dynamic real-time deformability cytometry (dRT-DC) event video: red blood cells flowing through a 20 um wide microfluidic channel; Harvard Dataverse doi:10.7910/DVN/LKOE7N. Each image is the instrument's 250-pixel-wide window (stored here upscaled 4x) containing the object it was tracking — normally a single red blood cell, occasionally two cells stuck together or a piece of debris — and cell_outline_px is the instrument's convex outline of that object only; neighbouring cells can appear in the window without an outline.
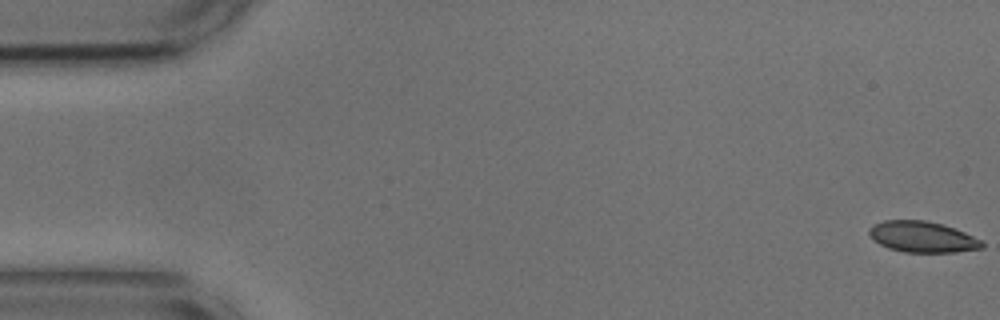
{"species": "common noctule bat (a hibernating species)", "species_latin": "Nyctalus noctula", "temperature_condition": "cold", "stored_images_in_passage": 55, "camera_frame_rate_fps": 3000, "um_per_image_px": 0.085, "animal": {"sex": "male", "body_mass_g": 17.9, "forearm_length_mm": 54.2}, "frame": {"image": 1, "passage_image": 1, "time_ms": 0.0, "image_size_px": [1000, 320], "cell_outline_px": [[984, 248], [956, 252], [904, 252], [888, 248], [872, 240], [868, 232], [868, 228], [872, 224], [884, 220], [924, 220], [944, 224], [964, 232], [980, 240], [984, 244]], "centroid_in_image_um": [78.36, 20.13], "position_along_channel_um": 6.6, "area_um2": 20.52}}
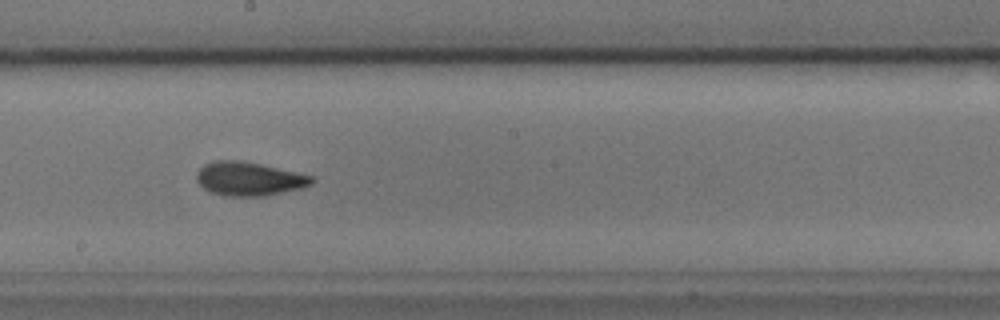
{"frame": {"image": 2, "passage_image": 30, "time_ms": 9.667, "image_size_px": [1000, 320], "cell_outline_px": [[316, 180], [312, 184], [300, 188], [264, 196], [228, 196], [212, 192], [204, 188], [196, 180], [196, 172], [204, 164], [212, 160], [240, 160], [260, 164], [296, 172], [312, 176]], "centroid_in_image_um": [21.14, 15.19], "position_along_channel_um": 227.1, "area_um2": 22.54}}
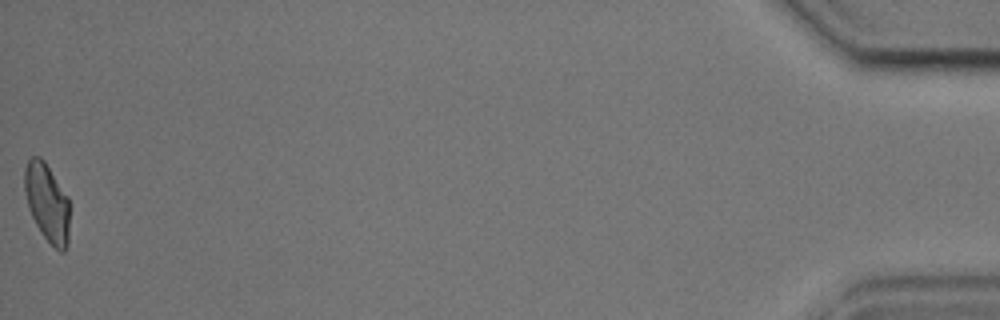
{"frame": {"image": 3, "passage_image": 55, "time_ms": 18.0, "image_size_px": [1000, 320], "cell_outline_px": [[68, 244], [64, 252], [60, 252], [44, 236], [36, 224], [28, 208], [24, 192], [24, 168], [28, 160], [32, 156], [40, 156], [44, 160], [68, 196]], "centroid_in_image_um": [3.98, 17.18], "position_along_channel_um": 431.2, "area_um2": 20.46}, "authors_computed_cell_mechanics": {"area_um2": 21.4438, "velocity_mm_per_s": 3.6462, "shape_relaxation_time_tau1_ms": 3.2275, "shape_relaxation_time_tau2_ms": 1.6026, "deformation_change_tau1": 0.1108, "deformation_change_tau2": 0.0629}}